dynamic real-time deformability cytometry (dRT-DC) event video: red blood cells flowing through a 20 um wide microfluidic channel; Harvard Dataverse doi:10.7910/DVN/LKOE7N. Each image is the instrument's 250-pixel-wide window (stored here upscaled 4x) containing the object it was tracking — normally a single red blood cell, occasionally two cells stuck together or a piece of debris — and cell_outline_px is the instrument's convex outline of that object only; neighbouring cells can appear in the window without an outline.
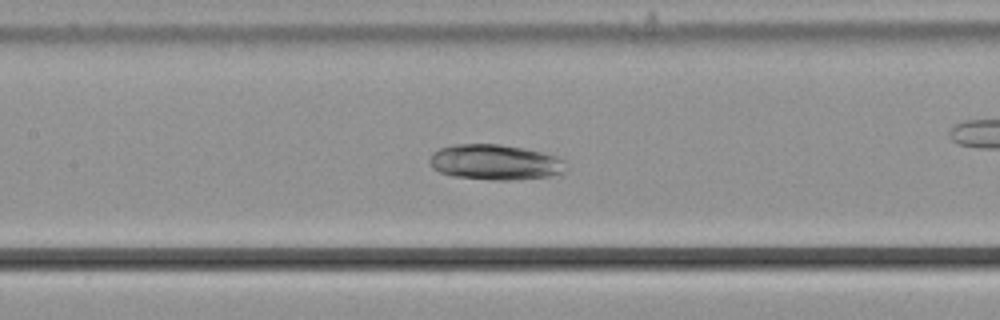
{"species": "common noctule bat (a hibernating species)", "species_latin": "Nyctalus noctula", "temperature_condition": "cold", "stored_images_in_passage": 56, "camera_frame_rate_fps": 3000, "um_per_image_px": 0.085, "animal": {"sex": "male", "body_mass_g": 21.5, "forearm_length_mm": 52.0}, "frame": {"image": 1, "passage_image": 26, "time_ms": 8.333, "image_size_px": [1000, 320], "cell_outline_px": [[568, 168], [564, 172], [548, 176], [512, 180], [492, 180], [452, 176], [440, 172], [432, 168], [428, 160], [432, 152], [440, 148], [456, 144], [500, 144], [524, 148], [556, 156], [564, 160]], "centroid_in_image_um": [42.07, 13.79], "position_along_channel_um": 165.3, "area_um2": 28.26}}
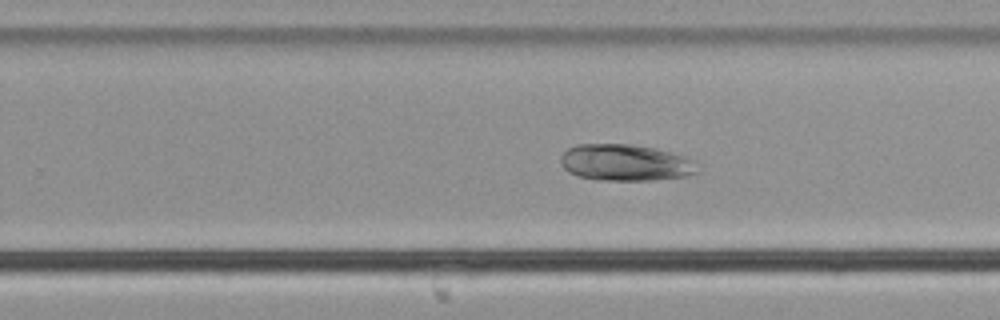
{"frame": {"image": 2, "passage_image": 35, "time_ms": 11.333, "image_size_px": [1000, 320], "cell_outline_px": [[700, 172], [688, 176], [652, 180], [596, 180], [580, 176], [568, 172], [564, 168], [560, 160], [560, 156], [568, 148], [576, 144], [632, 144], [672, 152], [688, 156], [692, 160]], "centroid_in_image_um": [53.17, 13.82], "position_along_channel_um": 276.6, "area_um2": 29.3}}
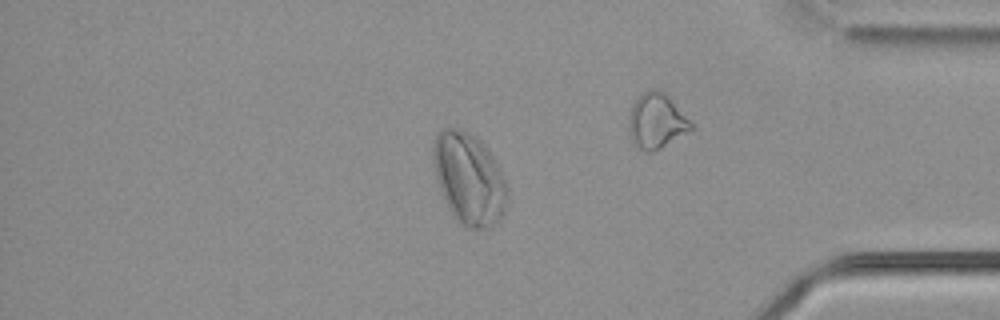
{"frame": {"image": 3, "passage_image": 47, "time_ms": 15.333, "image_size_px": [1000, 320], "cell_outline_px": [[508, 200], [504, 212], [496, 224], [488, 228], [468, 228], [460, 224], [452, 216], [444, 200], [436, 180], [432, 164], [432, 144], [440, 128], [456, 128], [468, 132], [476, 136], [480, 140], [492, 156], [504, 176], [508, 184]], "centroid_in_image_um": [39.85, 15.2], "position_along_channel_um": 395.4, "area_um2": 40.23}}